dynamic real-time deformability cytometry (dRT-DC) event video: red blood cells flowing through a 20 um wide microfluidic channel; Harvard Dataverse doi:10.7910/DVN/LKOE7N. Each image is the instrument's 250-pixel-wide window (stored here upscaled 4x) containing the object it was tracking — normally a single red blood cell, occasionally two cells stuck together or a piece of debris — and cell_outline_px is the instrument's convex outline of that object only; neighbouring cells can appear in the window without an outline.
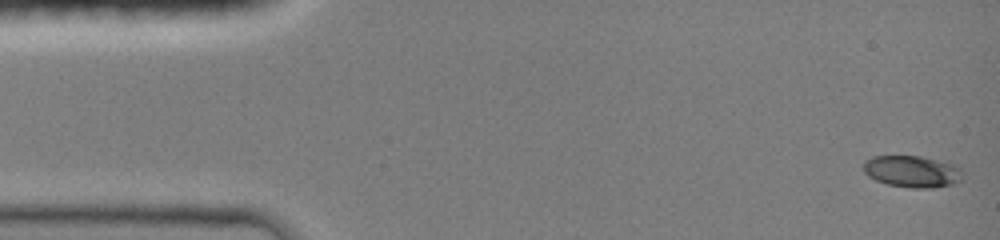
{"species": "common noctule bat (a hibernating species)", "species_latin": "Nyctalus noctula", "temperature_condition": "room temperature", "stored_images_in_passage": 28, "camera_frame_rate_fps": 3000, "um_per_image_px": 0.085, "animal": {"sex": "female", "body_mass_g": 19.0, "forearm_length_mm": 51.5}, "frame": {"image": 1, "passage_image": 1, "time_ms": 0.0, "image_size_px": [1000, 240], "cell_outline_px": [[960, 180], [952, 184], [928, 188], [912, 188], [888, 184], [876, 180], [868, 176], [864, 172], [864, 160], [872, 156], [920, 156], [952, 164], [956, 168]], "centroid_in_image_um": [77.42, 14.57], "position_along_channel_um": 7.6, "area_um2": 17.8}}
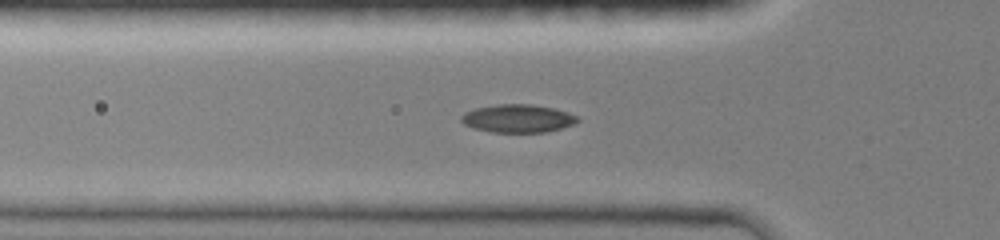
{"frame": {"image": 2, "passage_image": 19, "time_ms": 4.667, "image_size_px": [1000, 240], "cell_outline_px": [[580, 120], [572, 124], [548, 132], [492, 132], [476, 128], [464, 124], [460, 120], [460, 116], [464, 112], [476, 108], [496, 104], [532, 104], [552, 108], [568, 112], [576, 116]], "centroid_in_image_um": [43.99, 10.06], "position_along_channel_um": 81.8, "area_um2": 18.9}}
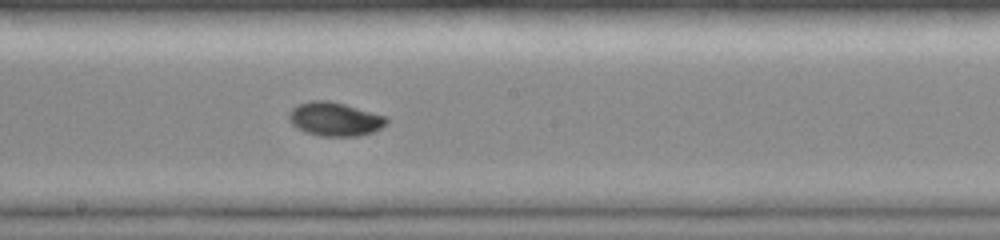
{"frame": {"image": 3, "passage_image": 28, "time_ms": 8.0, "image_size_px": [1000, 240], "cell_outline_px": [[388, 124], [372, 132], [356, 136], [320, 136], [304, 132], [296, 128], [288, 120], [288, 112], [296, 104], [312, 100], [328, 100], [344, 104], [388, 116]], "centroid_in_image_um": [28.43, 10.12], "position_along_channel_um": 219.8, "area_um2": 19.48}}